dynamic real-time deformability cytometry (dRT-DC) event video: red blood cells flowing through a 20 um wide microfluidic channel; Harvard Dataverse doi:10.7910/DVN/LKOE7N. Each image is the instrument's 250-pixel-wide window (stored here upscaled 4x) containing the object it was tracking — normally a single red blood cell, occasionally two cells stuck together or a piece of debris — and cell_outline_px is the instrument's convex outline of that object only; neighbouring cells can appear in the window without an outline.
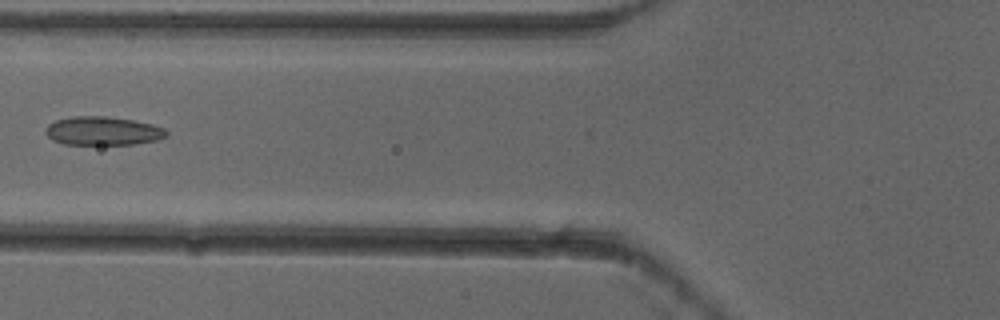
{"species": "common noctule bat (a hibernating species)", "species_latin": "Nyctalus noctula", "temperature_condition": "cold", "stored_images_in_passage": 7, "camera_frame_rate_fps": 3000, "um_per_image_px": 0.085, "animal": {"sex": "female"}, "frame": {"image": 1, "passage_image": 7, "time_ms": 2.0, "image_size_px": [1000, 320], "cell_outline_px": [[168, 136], [156, 140], [136, 144], [64, 144], [52, 140], [44, 132], [44, 128], [48, 124], [56, 120], [72, 116], [104, 116], [132, 120], [152, 124], [164, 128], [168, 132]], "centroid_in_image_um": [8.72, 11.13], "position_along_channel_um": 117.1, "area_um2": 20.23}}